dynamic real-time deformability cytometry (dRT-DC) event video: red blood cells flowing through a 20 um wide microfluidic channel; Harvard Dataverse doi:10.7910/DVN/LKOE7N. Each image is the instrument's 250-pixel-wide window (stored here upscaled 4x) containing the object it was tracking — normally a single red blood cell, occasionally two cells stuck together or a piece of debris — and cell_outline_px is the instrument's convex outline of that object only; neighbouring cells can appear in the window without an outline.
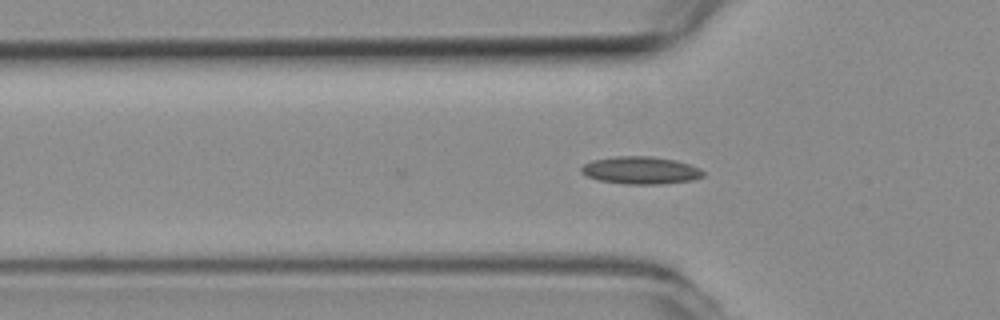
{"species": "common noctule bat (a hibernating species)", "species_latin": "Nyctalus noctula", "temperature_condition": "room temperature", "stored_images_in_passage": 42, "camera_frame_rate_fps": 3000, "um_per_image_px": 0.085, "animal": {"sex": "female", "body_mass_g": 19.3, "forearm_length_mm": 54.1}, "frame": {"image": 1, "passage_image": 5, "time_ms": 1.333, "image_size_px": [1000, 320], "cell_outline_px": [[704, 176], [692, 180], [664, 184], [628, 184], [600, 180], [588, 176], [580, 172], [580, 168], [584, 164], [592, 160], [616, 156], [652, 156], [676, 160], [700, 168], [704, 172]], "centroid_in_image_um": [54.47, 14.47], "position_along_channel_um": 71.3, "area_um2": 19.54}}
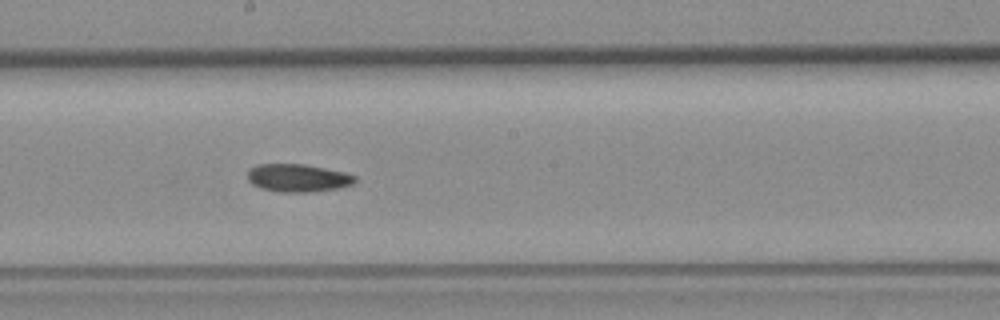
{"frame": {"image": 2, "passage_image": 17, "time_ms": 5.333, "image_size_px": [1000, 320], "cell_outline_px": [[356, 180], [352, 184], [340, 188], [308, 192], [280, 192], [260, 188], [252, 184], [248, 180], [248, 168], [260, 164], [304, 164], [344, 172], [356, 176]], "centroid_in_image_um": [25.3, 15.12], "position_along_channel_um": 222.9, "area_um2": 17.46}}
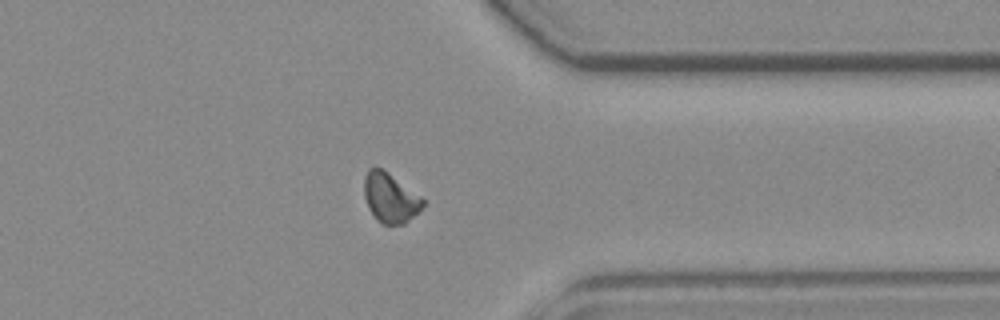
{"frame": {"image": 3, "passage_image": 30, "time_ms": 9.667, "image_size_px": [1000, 320], "cell_outline_px": [[424, 204], [420, 212], [404, 224], [384, 224], [376, 220], [368, 208], [364, 196], [364, 176], [368, 168], [380, 168], [388, 172], [420, 196], [424, 200]], "centroid_in_image_um": [33.16, 16.83], "position_along_channel_um": 378.2, "area_um2": 16.99}}